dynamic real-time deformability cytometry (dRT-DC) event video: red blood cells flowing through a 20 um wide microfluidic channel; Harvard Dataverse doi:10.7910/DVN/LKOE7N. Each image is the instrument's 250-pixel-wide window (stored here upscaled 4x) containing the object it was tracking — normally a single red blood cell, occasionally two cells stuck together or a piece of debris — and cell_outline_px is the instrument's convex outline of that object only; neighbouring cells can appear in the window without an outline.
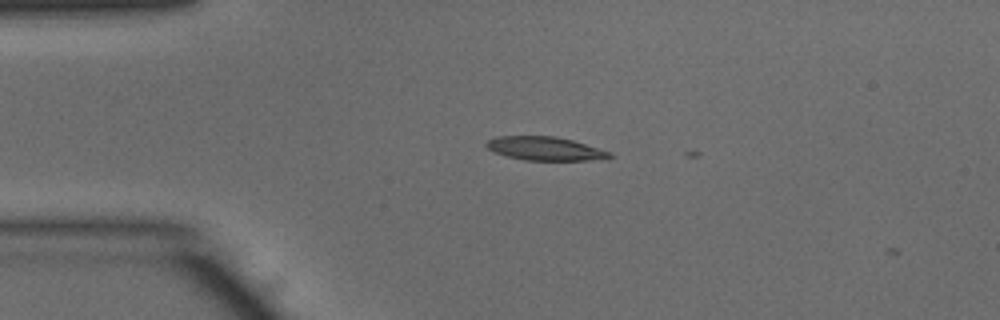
{"species": "common noctule bat (a hibernating species)", "species_latin": "Nyctalus noctula", "temperature_condition": "warm", "stored_images_in_passage": 5, "camera_frame_rate_fps": 3000, "um_per_image_px": 0.085, "animal": {"sex": "male", "body_mass_g": 15.6}, "frame": {"image": 1, "passage_image": 3, "time_ms": 0.667, "image_size_px": [1000, 320], "cell_outline_px": [[612, 156], [608, 160], [524, 160], [508, 156], [496, 152], [488, 148], [484, 144], [488, 140], [496, 136], [556, 136], [572, 140], [612, 152]], "centroid_in_image_um": [46.38, 12.63], "position_along_channel_um": 38.6, "area_um2": 16.99}}